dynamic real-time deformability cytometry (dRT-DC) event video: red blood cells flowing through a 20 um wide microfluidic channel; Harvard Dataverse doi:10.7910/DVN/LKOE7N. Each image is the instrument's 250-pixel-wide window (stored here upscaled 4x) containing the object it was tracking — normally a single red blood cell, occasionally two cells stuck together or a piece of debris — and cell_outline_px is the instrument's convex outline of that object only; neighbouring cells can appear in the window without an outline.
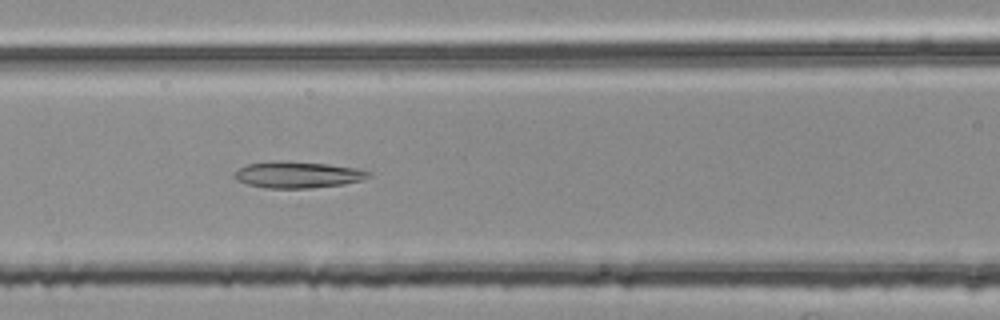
{"species": "common noctule bat (a hibernating species)", "species_latin": "Nyctalus noctula", "temperature_condition": "room temperature", "stored_images_in_passage": 43, "camera_frame_rate_fps": 3000, "um_per_image_px": 0.085, "animal": {"sex": "female", "body_mass_g": 25.1}, "frame": {"image": 1, "passage_image": 13, "time_ms": 4.0, "image_size_px": [1000, 320], "cell_outline_px": [[372, 176], [360, 180], [344, 184], [312, 188], [268, 188], [248, 184], [236, 180], [232, 176], [240, 168], [248, 164], [272, 160], [288, 160], [328, 164], [356, 168], [372, 172]], "centroid_in_image_um": [25.31, 14.84], "position_along_channel_um": 141.3, "area_um2": 20.87}}
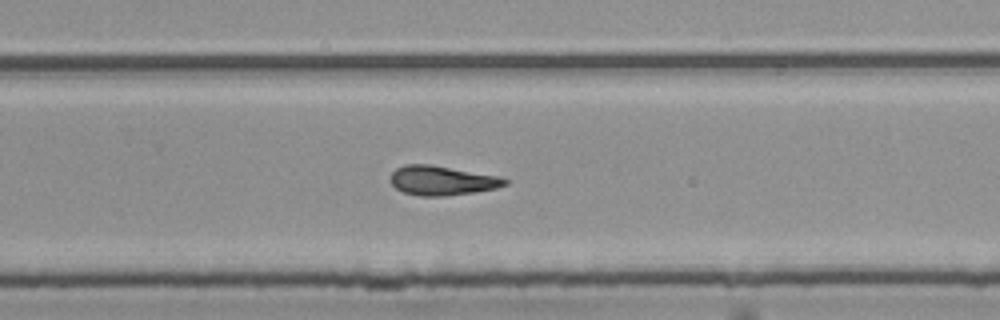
{"frame": {"image": 2, "passage_image": 25, "time_ms": 8.0, "image_size_px": [1000, 320], "cell_outline_px": [[508, 184], [496, 188], [472, 192], [444, 196], [420, 196], [404, 192], [396, 188], [392, 184], [392, 172], [396, 168], [404, 164], [432, 164], [500, 176], [508, 180]], "centroid_in_image_um": [37.59, 15.33], "position_along_channel_um": 292.2, "area_um2": 19.59}}
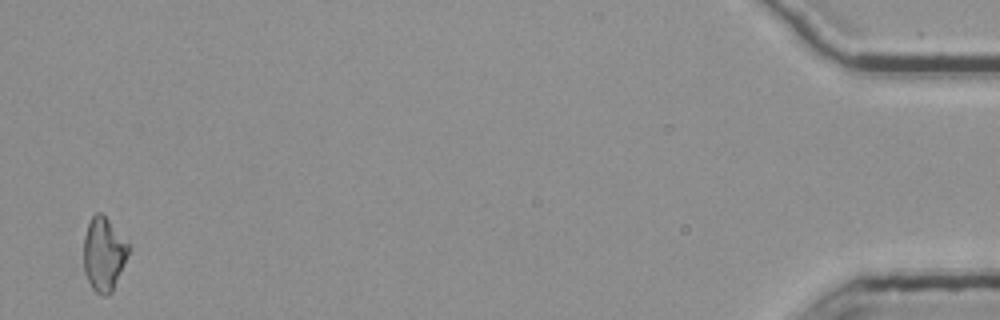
{"frame": {"image": 3, "passage_image": 43, "time_ms": 14.0, "image_size_px": [1000, 320], "cell_outline_px": [[128, 252], [112, 292], [108, 296], [100, 296], [92, 288], [84, 272], [84, 236], [88, 224], [92, 216], [96, 212], [100, 212], [108, 220], [128, 244]], "centroid_in_image_um": [8.78, 21.63], "position_along_channel_um": 426.4, "area_um2": 18.79}, "authors_computed_cell_mechanics": {"area_um2": 19.4208, "velocity_mm_per_s": 3.7856, "shape_relaxation_time_tau1_ms": null, "shape_relaxation_time_tau2_ms": 6.4583, "deformation_change_tau1": null, "deformation_change_tau2": 0.1807}}